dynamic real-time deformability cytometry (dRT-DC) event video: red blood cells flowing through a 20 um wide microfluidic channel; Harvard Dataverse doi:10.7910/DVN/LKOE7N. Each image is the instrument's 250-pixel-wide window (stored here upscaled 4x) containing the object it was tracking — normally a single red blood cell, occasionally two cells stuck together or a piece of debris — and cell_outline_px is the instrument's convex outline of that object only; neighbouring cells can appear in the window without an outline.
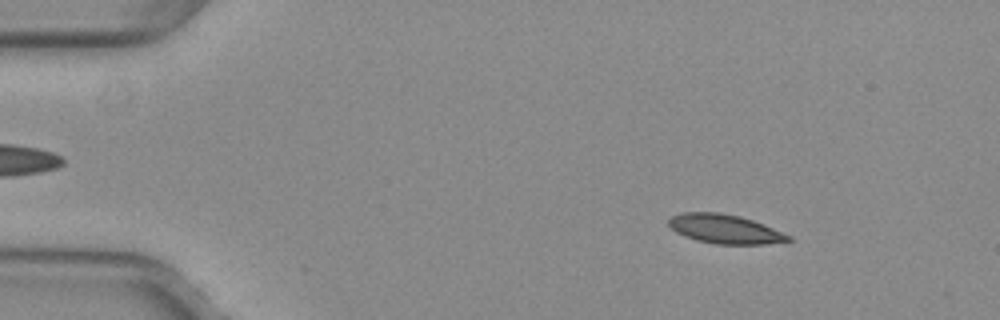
{"species": "common noctule bat (a hibernating species)", "species_latin": "Nyctalus noctula", "temperature_condition": "warm", "stored_images_in_passage": 52, "camera_frame_rate_fps": 3000, "um_per_image_px": 0.085, "animal": {"sex": "female", "body_mass_g": 29.2, "forearm_length_mm": 56.3}, "frame": {"image": 1, "passage_image": 7, "time_ms": 2.0, "image_size_px": [1000, 320], "cell_outline_px": [[792, 240], [764, 244], [716, 244], [700, 240], [676, 232], [668, 224], [668, 220], [672, 216], [680, 212], [720, 212], [740, 216], [764, 224], [792, 236]], "centroid_in_image_um": [61.63, 19.45], "position_along_channel_um": 23.4, "area_um2": 20.11}}
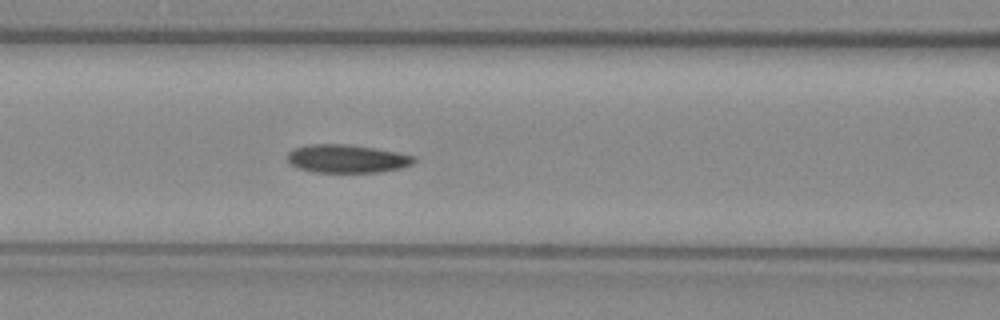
{"frame": {"image": 2, "passage_image": 22, "time_ms": 7.0, "image_size_px": [1000, 320], "cell_outline_px": [[416, 160], [412, 164], [400, 168], [376, 172], [312, 172], [296, 168], [288, 160], [288, 152], [292, 148], [308, 144], [348, 144], [376, 148], [416, 156]], "centroid_in_image_um": [29.46, 13.48], "position_along_channel_um": 137.1, "area_um2": 20.92}}
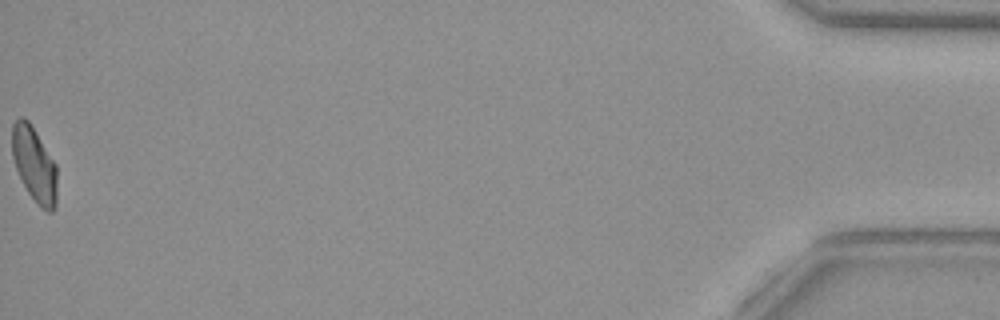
{"frame": {"image": 3, "passage_image": 52, "time_ms": 17.0, "image_size_px": [1000, 320], "cell_outline_px": [[56, 208], [52, 212], [48, 212], [40, 208], [28, 192], [16, 168], [12, 156], [12, 124], [20, 116], [24, 116], [28, 120], [56, 164]], "centroid_in_image_um": [2.91, 13.98], "position_along_channel_um": 432.3, "area_um2": 19.54}, "authors_computed_cell_mechanics": {"area_um2": 20.4034, "velocity_mm_per_s": 3.9882, "shape_relaxation_time_tau1_ms": null, "shape_relaxation_time_tau2_ms": 4.0411, "deformation_change_tau1": null, "deformation_change_tau2": 0.0925}}